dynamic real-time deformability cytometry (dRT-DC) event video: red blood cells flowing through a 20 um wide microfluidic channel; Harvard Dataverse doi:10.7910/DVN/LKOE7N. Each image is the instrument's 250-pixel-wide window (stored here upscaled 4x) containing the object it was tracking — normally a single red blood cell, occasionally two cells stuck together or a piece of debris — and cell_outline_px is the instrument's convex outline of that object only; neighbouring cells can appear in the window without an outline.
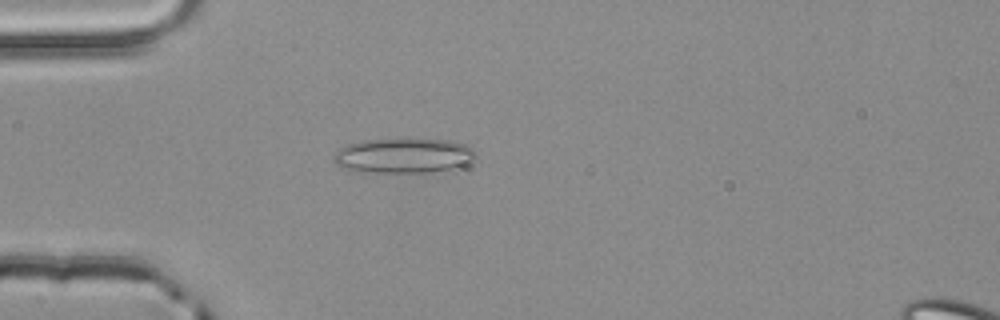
{"species": "common noctule bat (a hibernating species)", "species_latin": "Nyctalus noctula", "temperature_condition": "room temperature", "stored_images_in_passage": 2, "camera_frame_rate_fps": 3000, "um_per_image_px": 0.085, "animal": {"sex": "male", "body_mass_g": 20.4}, "frame": {"image": 1, "passage_image": 2, "time_ms": 0.333, "image_size_px": [1000, 320], "cell_outline_px": [[476, 156], [472, 160], [456, 172], [352, 172], [340, 168], [332, 160], [332, 156], [340, 148], [348, 144], [364, 140], [452, 140], [464, 144], [472, 148]], "centroid_in_image_um": [34.32, 13.27], "position_along_channel_um": 50.7, "area_um2": 29.42}}